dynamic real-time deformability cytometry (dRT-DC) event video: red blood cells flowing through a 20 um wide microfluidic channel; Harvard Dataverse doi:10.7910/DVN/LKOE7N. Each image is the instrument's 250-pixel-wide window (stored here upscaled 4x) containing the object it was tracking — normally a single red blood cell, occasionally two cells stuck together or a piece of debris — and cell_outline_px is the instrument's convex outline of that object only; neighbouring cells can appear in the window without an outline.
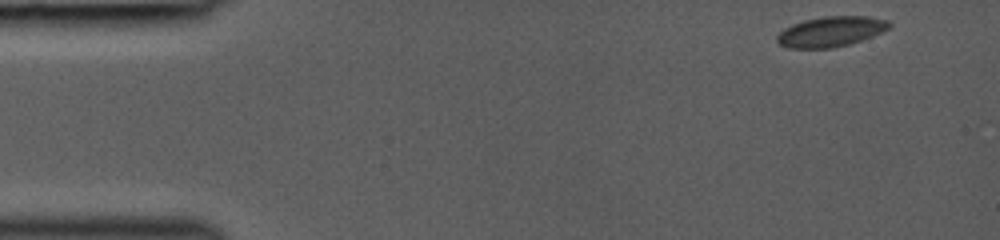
{"species": "common noctule bat (a hibernating species)", "species_latin": "Nyctalus noctula", "temperature_condition": "room temperature", "stored_images_in_passage": 42, "camera_frame_rate_fps": 3000, "um_per_image_px": 0.085, "animal": {"sex": "female", "body_mass_g": 19.0, "forearm_length_mm": 53.3}, "frame": {"image": 1, "passage_image": 1, "time_ms": 0.0, "image_size_px": [1000, 240], "cell_outline_px": [[892, 24], [888, 28], [872, 36], [848, 44], [832, 48], [788, 48], [780, 44], [776, 40], [776, 36], [784, 28], [792, 24], [804, 20], [824, 16], [868, 16], [888, 20]], "centroid_in_image_um": [70.6, 2.68], "position_along_channel_um": 14.4, "area_um2": 19.65}}
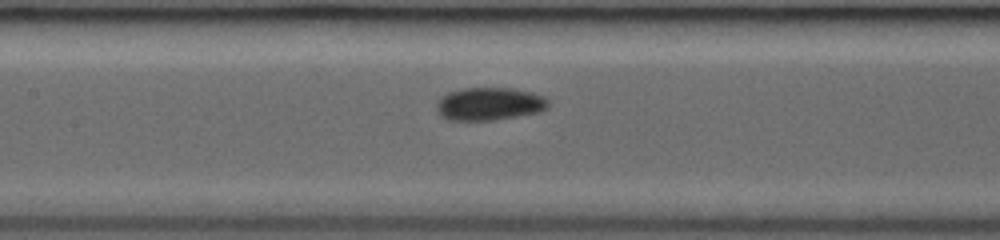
{"frame": {"image": 2, "passage_image": 19, "time_ms": 6.0, "image_size_px": [1000, 240], "cell_outline_px": [[548, 108], [540, 112], [496, 120], [448, 120], [440, 116], [436, 108], [436, 104], [448, 92], [464, 88], [512, 88], [532, 92], [544, 96], [548, 100]], "centroid_in_image_um": [41.62, 8.84], "position_along_channel_um": 165.8, "area_um2": 21.5}}
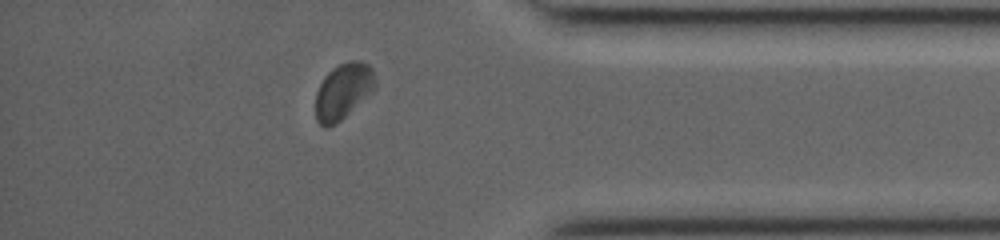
{"frame": {"image": 3, "passage_image": 36, "time_ms": 11.667, "image_size_px": [1000, 240], "cell_outline_px": [[376, 88], [372, 92], [336, 124], [328, 128], [324, 128], [316, 120], [316, 92], [324, 76], [332, 68], [348, 60], [360, 60], [368, 64], [372, 68], [376, 76]], "centroid_in_image_um": [29.18, 7.74], "position_along_channel_um": 406.0, "area_um2": 19.65}}